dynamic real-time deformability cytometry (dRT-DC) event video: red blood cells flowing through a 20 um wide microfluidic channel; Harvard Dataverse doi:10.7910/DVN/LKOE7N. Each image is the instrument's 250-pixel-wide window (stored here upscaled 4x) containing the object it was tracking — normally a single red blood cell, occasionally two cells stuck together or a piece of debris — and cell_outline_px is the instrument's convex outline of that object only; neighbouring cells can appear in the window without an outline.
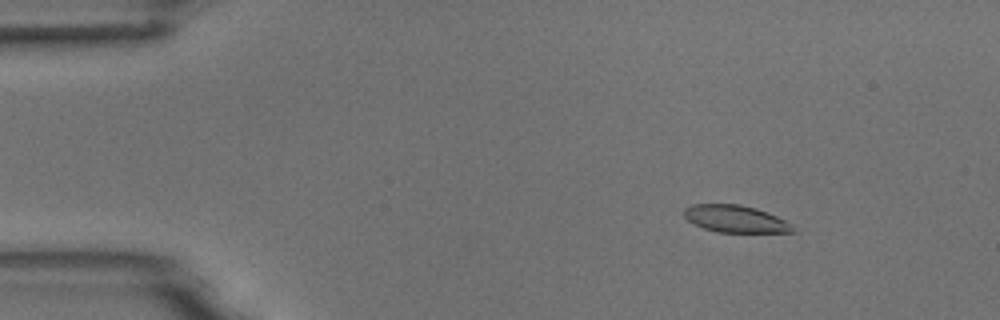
{"species": "common noctule bat (a hibernating species)", "species_latin": "Nyctalus noctula", "temperature_condition": "room temperature", "stored_images_in_passage": 55, "camera_frame_rate_fps": 3000, "um_per_image_px": 0.085, "animal": {"sex": "male", "body_mass_g": 18.8}, "frame": {"image": 1, "passage_image": 8, "time_ms": 2.333, "image_size_px": [1000, 320], "cell_outline_px": [[796, 232], [716, 232], [692, 224], [684, 216], [684, 208], [692, 204], [740, 204], [756, 208], [776, 216], [792, 224]], "centroid_in_image_um": [62.48, 18.6], "position_along_channel_um": 22.5, "area_um2": 17.22}}
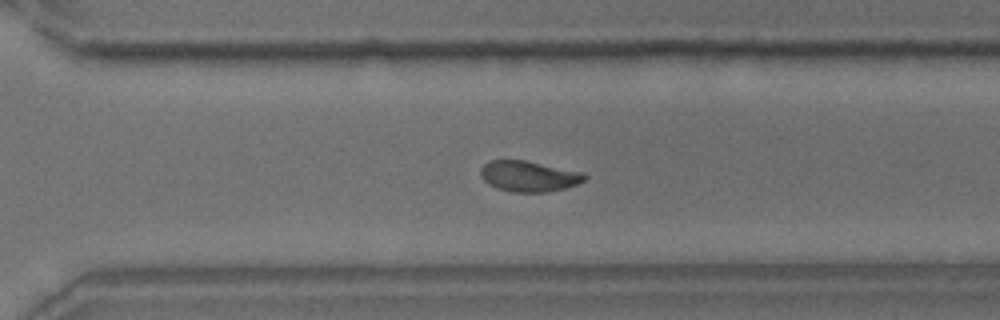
{"frame": {"image": 2, "passage_image": 39, "time_ms": 12.667, "image_size_px": [1000, 320], "cell_outline_px": [[588, 176], [584, 180], [576, 184], [564, 188], [548, 192], [512, 192], [496, 188], [488, 184], [480, 176], [480, 168], [484, 164], [492, 160], [524, 160], [580, 172]], "centroid_in_image_um": [44.89, 14.99], "position_along_channel_um": 325.7, "area_um2": 18.44}}
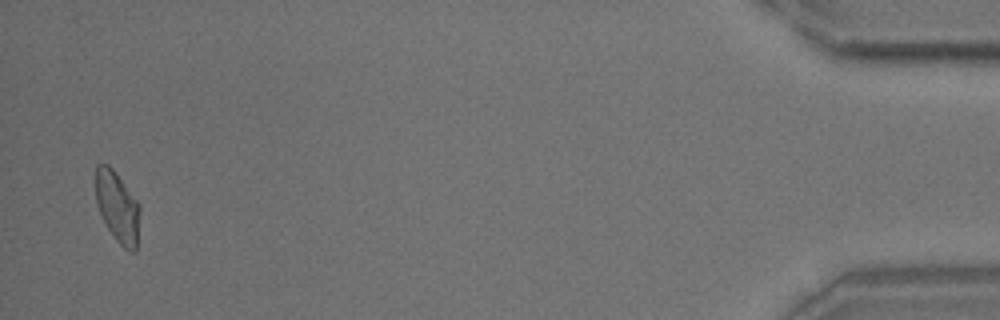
{"frame": {"image": 3, "passage_image": 54, "time_ms": 17.667, "image_size_px": [1000, 320], "cell_outline_px": [[140, 212], [136, 252], [132, 252], [124, 248], [116, 240], [100, 216], [96, 204], [96, 164], [108, 164], [116, 172], [140, 204]], "centroid_in_image_um": [9.99, 17.59], "position_along_channel_um": 425.2, "area_um2": 18.44}, "authors_computed_cell_mechanics": {"area_um2": 18.5538, "velocity_mm_per_s": 3.6946, "shape_relaxation_time_tau1_ms": 4.8502, "shape_relaxation_time_tau2_ms": 1.7524, "deformation_change_tau1": 0.1412, "deformation_change_tau2": 0.0688}}